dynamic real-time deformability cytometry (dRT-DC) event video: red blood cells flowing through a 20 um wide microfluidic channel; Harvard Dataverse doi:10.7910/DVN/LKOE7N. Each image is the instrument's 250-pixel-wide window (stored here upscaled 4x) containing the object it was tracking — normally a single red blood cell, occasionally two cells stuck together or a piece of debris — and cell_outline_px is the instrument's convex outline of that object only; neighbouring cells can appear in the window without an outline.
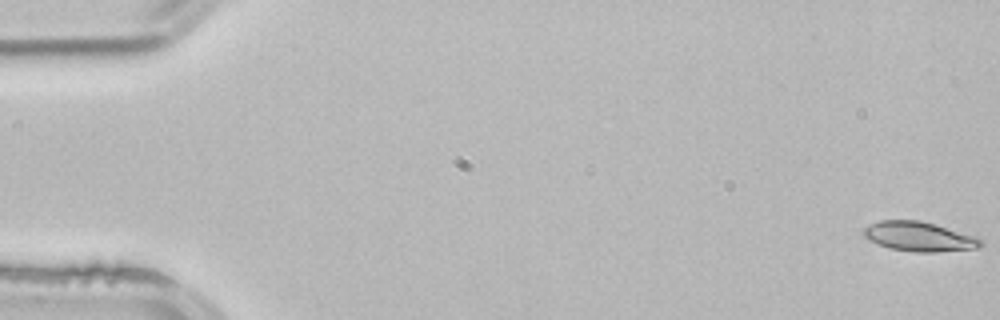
{"species": "common noctule bat (a hibernating species)", "species_latin": "Nyctalus noctula", "temperature_condition": "room temperature", "stored_images_in_passage": 53, "camera_frame_rate_fps": 3000, "um_per_image_px": 0.085, "animal": {"sex": "male", "body_mass_g": 21.5, "forearm_length_mm": 52.0}, "frame": {"image": 1, "passage_image": 1, "time_ms": 0.0, "image_size_px": [1000, 320], "cell_outline_px": [[984, 244], [980, 248], [936, 252], [912, 252], [888, 248], [868, 240], [860, 232], [864, 228], [880, 220], [920, 220], [936, 224], [980, 236], [984, 240]], "centroid_in_image_um": [78.2, 20.11], "position_along_channel_um": 6.8, "area_um2": 20.75}}
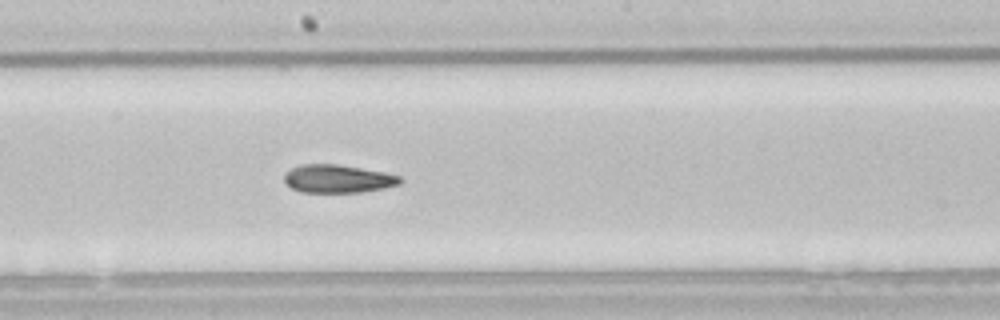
{"frame": {"image": 2, "passage_image": 29, "time_ms": 9.333, "image_size_px": [1000, 320], "cell_outline_px": [[404, 180], [400, 184], [384, 188], [360, 192], [300, 192], [284, 184], [284, 172], [292, 168], [304, 164], [336, 164], [384, 172], [400, 176]], "centroid_in_image_um": [28.7, 15.2], "position_along_channel_um": 219.5, "area_um2": 19.02}}
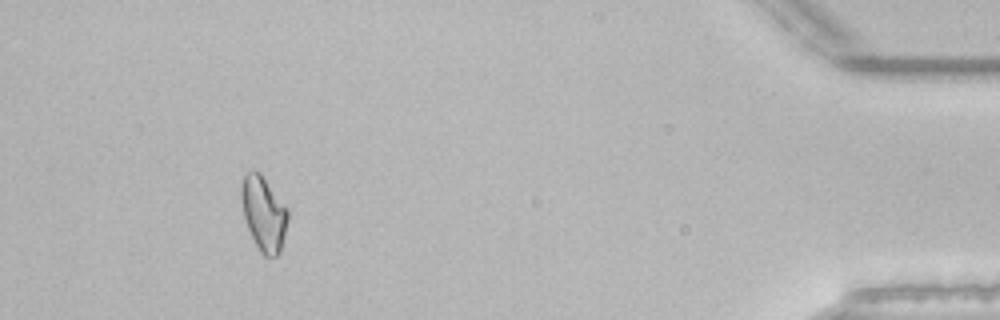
{"frame": {"image": 3, "passage_image": 49, "time_ms": 16.0, "image_size_px": [1000, 320], "cell_outline_px": [[288, 220], [280, 252], [276, 256], [264, 256], [260, 252], [248, 228], [244, 216], [240, 192], [244, 176], [248, 172], [260, 172], [288, 208]], "centroid_in_image_um": [22.43, 18.15], "position_along_channel_um": 412.8, "area_um2": 19.94}, "authors_computed_cell_mechanics": {"area_um2": 19.7676, "velocity_mm_per_s": 3.8758, "shape_relaxation_time_tau1_ms": null, "shape_relaxation_time_tau2_ms": 6.2891, "deformation_change_tau1": null, "deformation_change_tau2": 0.1434}}